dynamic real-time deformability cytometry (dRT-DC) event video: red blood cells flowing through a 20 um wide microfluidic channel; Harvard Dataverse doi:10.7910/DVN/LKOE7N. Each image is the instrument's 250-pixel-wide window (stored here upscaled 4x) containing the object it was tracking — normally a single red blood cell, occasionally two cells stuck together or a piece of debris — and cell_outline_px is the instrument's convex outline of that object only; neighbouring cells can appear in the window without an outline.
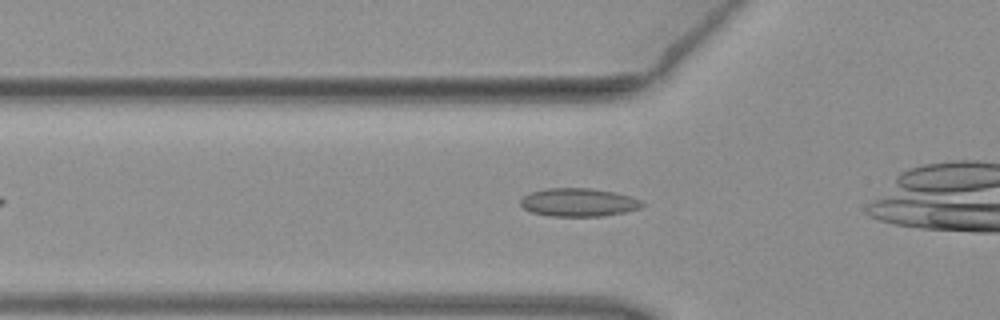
{"species": "common noctule bat (a hibernating species)", "species_latin": "Nyctalus noctula", "temperature_condition": "warm", "stored_images_in_passage": 29, "camera_frame_rate_fps": 3000, "um_per_image_px": 0.085, "animal": {"sex": "female", "body_mass_g": 19.3, "forearm_length_mm": 54.1}, "frame": {"image": 1, "passage_image": 5, "time_ms": 1.333, "image_size_px": [1000, 320], "cell_outline_px": [[648, 204], [640, 208], [624, 212], [604, 216], [548, 216], [532, 212], [524, 208], [520, 204], [520, 200], [524, 196], [532, 192], [548, 188], [592, 188], [616, 192], [640, 200]], "centroid_in_image_um": [49.21, 17.2], "position_along_channel_um": 76.6, "area_um2": 20.06}}
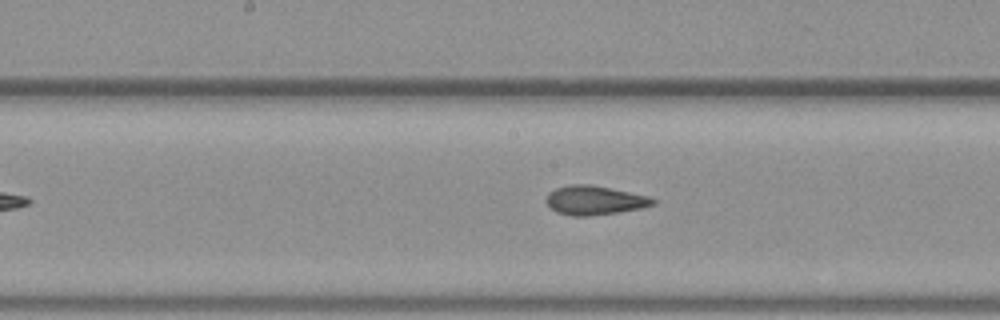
{"frame": {"image": 2, "passage_image": 14, "time_ms": 4.333, "image_size_px": [1000, 320], "cell_outline_px": [[656, 204], [640, 208], [616, 212], [588, 216], [572, 216], [556, 212], [544, 200], [548, 192], [556, 188], [572, 184], [588, 184], [648, 196], [656, 200]], "centroid_in_image_um": [50.49, 17.03], "position_along_channel_um": 197.7, "area_um2": 17.86}}
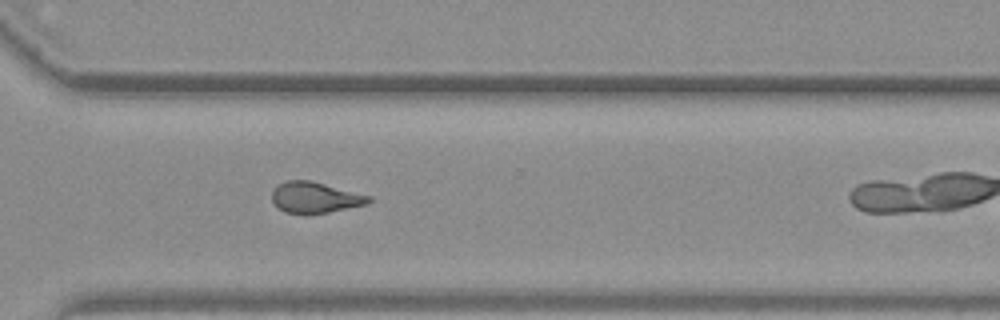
{"frame": {"image": 3, "passage_image": 25, "time_ms": 8.0, "image_size_px": [1000, 320], "cell_outline_px": [[372, 200], [368, 204], [308, 216], [300, 216], [284, 212], [272, 204], [272, 192], [284, 180], [312, 180], [372, 196]], "centroid_in_image_um": [26.77, 16.82], "position_along_channel_um": 343.8, "area_um2": 18.09}}